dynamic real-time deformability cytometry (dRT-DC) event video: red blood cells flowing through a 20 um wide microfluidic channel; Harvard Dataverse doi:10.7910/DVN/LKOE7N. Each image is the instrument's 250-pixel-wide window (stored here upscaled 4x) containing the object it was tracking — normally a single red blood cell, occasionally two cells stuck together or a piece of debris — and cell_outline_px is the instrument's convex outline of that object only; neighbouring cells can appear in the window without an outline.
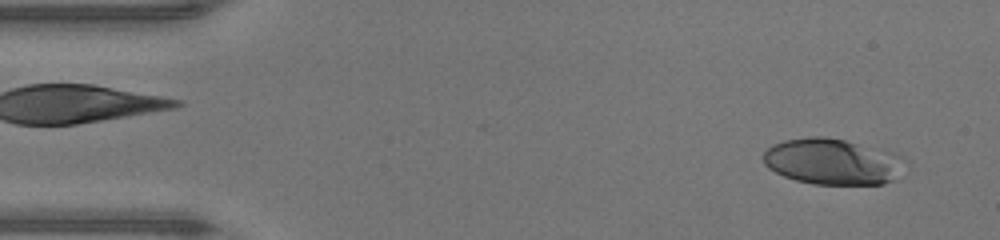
{"species": "human", "species_latin": "Homo sapiens", "temperature_condition": "warm", "stored_images_in_passage": 45, "camera_frame_rate_fps": 3000, "um_per_image_px": 0.085, "donor": {"sex": "male"}, "frame": {"image": 1, "passage_image": 2, "time_ms": 0.333, "image_size_px": [1000, 240], "cell_outline_px": [[912, 164], [892, 180], [884, 184], [812, 184], [796, 180], [784, 176], [768, 168], [764, 164], [764, 152], [772, 144], [784, 140], [808, 136], [824, 136], [844, 140], [896, 152], [908, 160]], "centroid_in_image_um": [70.85, 13.73], "position_along_channel_um": 14.1, "area_um2": 38.73}}
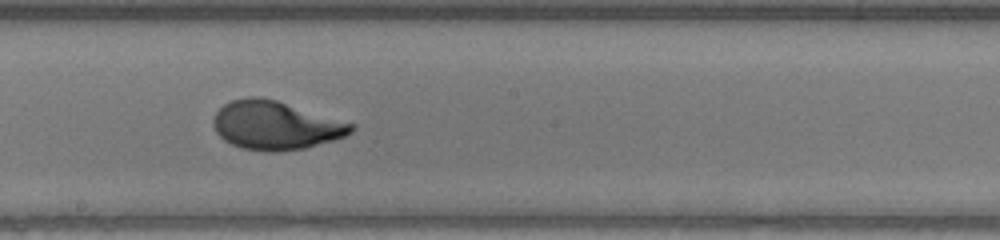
{"frame": {"image": 2, "passage_image": 24, "time_ms": 7.667, "image_size_px": [1000, 240], "cell_outline_px": [[356, 128], [352, 132], [344, 136], [332, 140], [304, 148], [276, 152], [264, 152], [240, 148], [224, 140], [216, 132], [212, 124], [212, 120], [216, 112], [224, 104], [232, 100], [248, 96], [260, 96], [276, 100], [356, 124]], "centroid_in_image_um": [23.4, 10.65], "position_along_channel_um": 224.8, "area_um2": 39.13}}
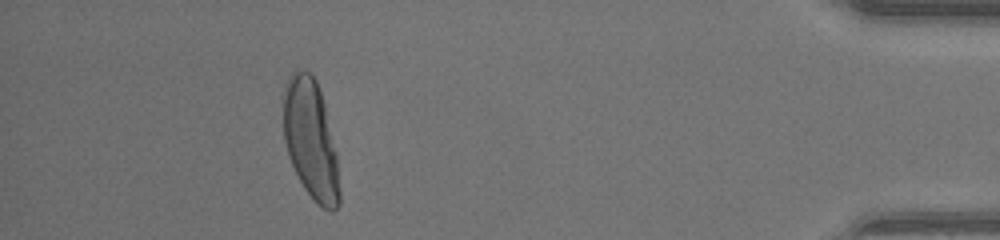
{"frame": {"image": 3, "passage_image": 41, "time_ms": 13.333, "image_size_px": [1000, 240], "cell_outline_px": [[340, 204], [332, 212], [328, 212], [304, 188], [288, 156], [284, 140], [280, 96], [292, 72], [296, 68], [312, 72], [316, 80], [324, 104], [336, 152], [340, 192]], "centroid_in_image_um": [26.37, 11.79], "position_along_channel_um": 408.8, "area_um2": 39.42}, "authors_computed_cell_mechanics": {"area_um2": 38.0324, "velocity_mm_per_s": 4.3598, "shape_relaxation_time_tau1_ms": 4.5177, "shape_relaxation_time_tau2_ms": null, "deformation_change_tau1": 0.2618, "deformation_change_tau2": null}}